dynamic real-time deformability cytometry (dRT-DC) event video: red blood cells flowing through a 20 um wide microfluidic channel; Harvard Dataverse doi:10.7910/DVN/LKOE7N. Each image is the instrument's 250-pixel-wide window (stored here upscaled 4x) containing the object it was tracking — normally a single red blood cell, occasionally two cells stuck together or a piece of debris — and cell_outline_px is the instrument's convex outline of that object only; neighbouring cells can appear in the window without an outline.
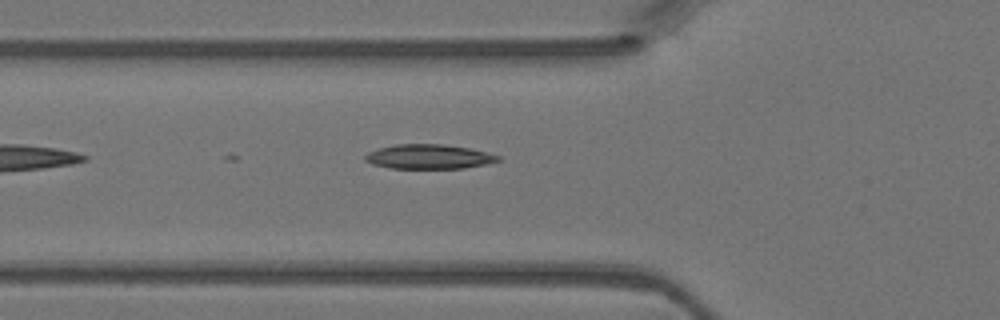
{"species": "Egyptian fruit bat (a non-hibernating species)", "species_latin": "Rousettus aegyptiacus", "temperature_condition": "warm", "stored_images_in_passage": 2, "camera_frame_rate_fps": 3000, "um_per_image_px": 0.085, "animal": {"sex": "female"}, "frame": {"image": 1, "passage_image": 2, "time_ms": 0.333, "image_size_px": [1000, 320], "cell_outline_px": [[500, 160], [484, 164], [464, 168], [392, 168], [372, 164], [364, 160], [364, 156], [368, 152], [380, 148], [396, 144], [444, 144], [472, 148], [500, 156]], "centroid_in_image_um": [36.45, 13.31], "position_along_channel_um": 89.4, "area_um2": 18.9}}